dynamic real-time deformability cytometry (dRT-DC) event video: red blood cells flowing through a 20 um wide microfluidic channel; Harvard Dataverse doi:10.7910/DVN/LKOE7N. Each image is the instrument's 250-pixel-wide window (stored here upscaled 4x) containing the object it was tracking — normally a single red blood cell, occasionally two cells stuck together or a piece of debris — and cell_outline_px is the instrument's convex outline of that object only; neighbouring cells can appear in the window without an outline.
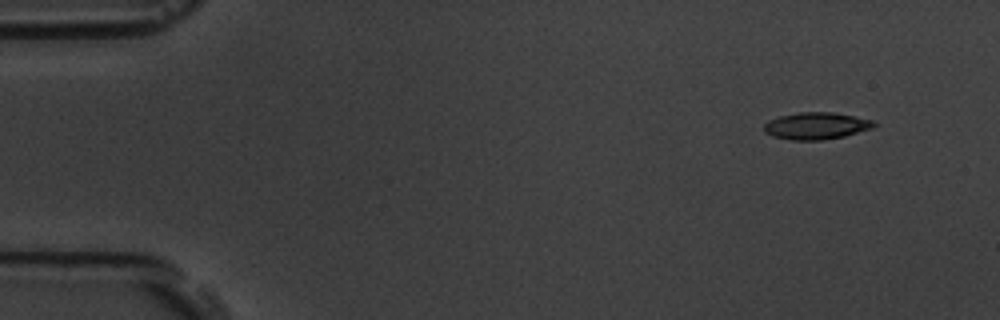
{"species": "common noctule bat (a hibernating species)", "species_latin": "Nyctalus noctula", "temperature_condition": "room temperature", "stored_images_in_passage": 6, "camera_frame_rate_fps": 3000, "um_per_image_px": 0.085, "animal": {"sex": "male", "body_mass_g": 19.5, "forearm_length_mm": 54.6}, "frame": {"image": 1, "passage_image": 1, "time_ms": 0.0, "image_size_px": [1000, 320], "cell_outline_px": [[876, 124], [872, 128], [844, 136], [824, 140], [792, 140], [772, 136], [764, 132], [764, 124], [768, 120], [780, 116], [800, 112], [832, 112], [872, 120]], "centroid_in_image_um": [69.34, 10.7], "position_along_channel_um": 15.7, "area_um2": 17.17}}
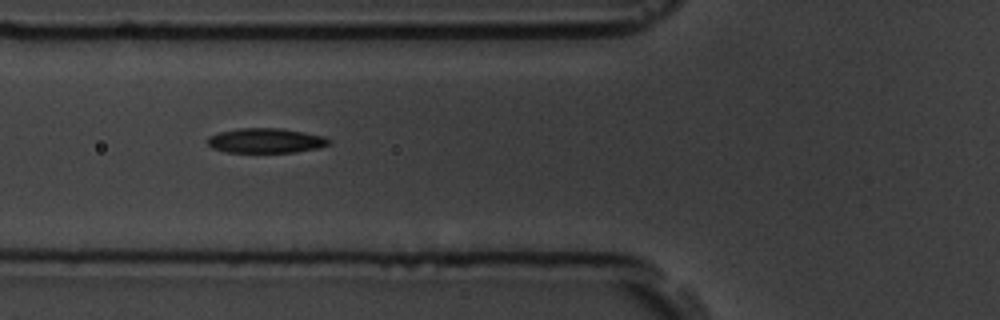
{"frame": {"image": 2, "passage_image": 5, "time_ms": 5.333, "image_size_px": [1000, 320], "cell_outline_px": [[332, 140], [328, 144], [320, 148], [296, 152], [224, 152], [212, 148], [208, 144], [208, 136], [220, 132], [240, 128], [280, 128], [304, 132], [324, 136]], "centroid_in_image_um": [22.61, 11.95], "position_along_channel_um": 103.2, "area_um2": 17.57}}
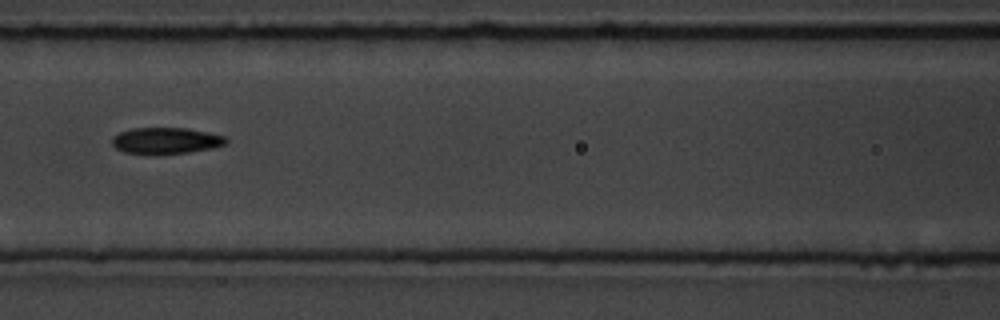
{"frame": {"image": 3, "passage_image": 6, "time_ms": 6.667, "image_size_px": [1000, 320], "cell_outline_px": [[228, 140], [224, 144], [208, 148], [188, 152], [156, 156], [124, 152], [116, 148], [112, 144], [112, 136], [120, 132], [132, 128], [188, 128], [208, 132], [224, 136]], "centroid_in_image_um": [14.04, 11.97], "position_along_channel_um": 152.6, "area_um2": 17.69}}